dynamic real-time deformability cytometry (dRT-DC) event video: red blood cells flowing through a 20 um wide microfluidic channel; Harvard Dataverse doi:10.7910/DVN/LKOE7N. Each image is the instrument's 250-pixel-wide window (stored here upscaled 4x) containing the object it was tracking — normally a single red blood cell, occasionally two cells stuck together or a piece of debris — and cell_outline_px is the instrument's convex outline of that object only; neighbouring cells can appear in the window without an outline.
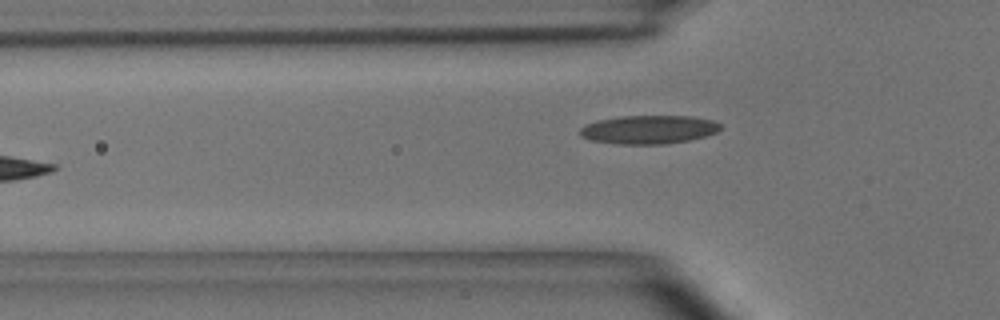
{"species": "common noctule bat (a hibernating species)", "species_latin": "Nyctalus noctula", "temperature_condition": "room temperature", "stored_images_in_passage": 5, "camera_frame_rate_fps": 3000, "um_per_image_px": 0.085, "animal": {"sex": "male", "body_mass_g": 15.6}, "frame": {"image": 1, "passage_image": 5, "time_ms": 1.333, "image_size_px": [1000, 320], "cell_outline_px": [[720, 128], [716, 132], [704, 136], [688, 140], [668, 144], [616, 144], [592, 140], [580, 136], [580, 128], [584, 124], [596, 120], [620, 116], [692, 116], [712, 120], [720, 124]], "centroid_in_image_um": [55.1, 11.01], "position_along_channel_um": 70.7, "area_um2": 23.41}}